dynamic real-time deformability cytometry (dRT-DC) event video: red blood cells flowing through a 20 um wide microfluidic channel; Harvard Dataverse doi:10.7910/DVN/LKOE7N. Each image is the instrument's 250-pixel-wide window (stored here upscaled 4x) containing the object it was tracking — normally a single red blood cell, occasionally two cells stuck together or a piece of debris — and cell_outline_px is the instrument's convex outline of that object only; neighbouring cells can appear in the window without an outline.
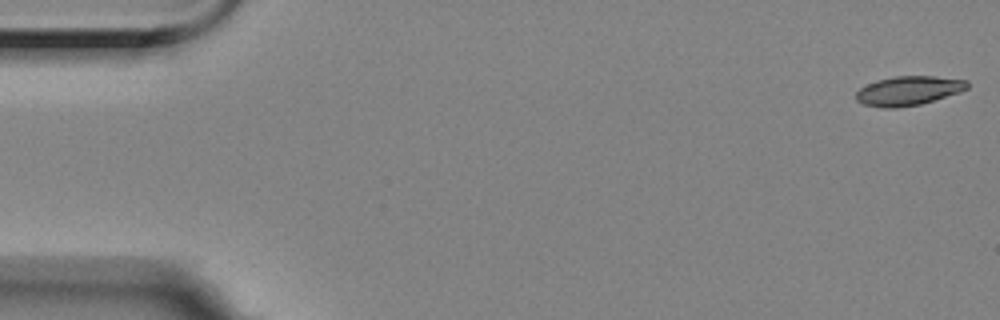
{"species": "Egyptian fruit bat (a non-hibernating species)", "species_latin": "Rousettus aegyptiacus", "temperature_condition": "room temperature", "stored_images_in_passage": 51, "camera_frame_rate_fps": 3000, "um_per_image_px": 0.085, "animal": {"sex": "female"}, "frame": {"image": 1, "passage_image": 1, "time_ms": 0.0, "image_size_px": [1000, 320], "cell_outline_px": [[968, 88], [960, 92], [920, 104], [896, 108], [884, 108], [864, 104], [856, 100], [856, 92], [860, 88], [876, 80], [892, 76], [936, 76], [968, 80]], "centroid_in_image_um": [77.22, 7.7], "position_along_channel_um": 7.8, "area_um2": 18.96}}
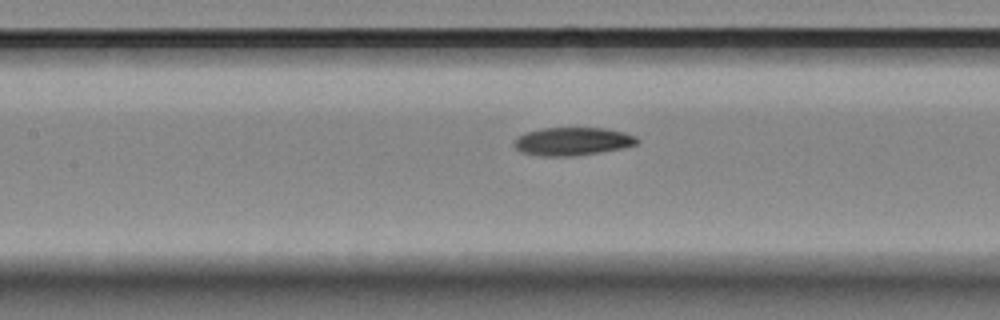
{"frame": {"image": 2, "passage_image": 25, "time_ms": 8.0, "image_size_px": [1000, 320], "cell_outline_px": [[640, 140], [636, 144], [624, 148], [600, 152], [572, 156], [540, 156], [520, 152], [512, 144], [512, 140], [516, 136], [524, 132], [544, 128], [604, 128], [624, 132], [636, 136]], "centroid_in_image_um": [48.62, 12.01], "position_along_channel_um": 158.8, "area_um2": 20.4}}
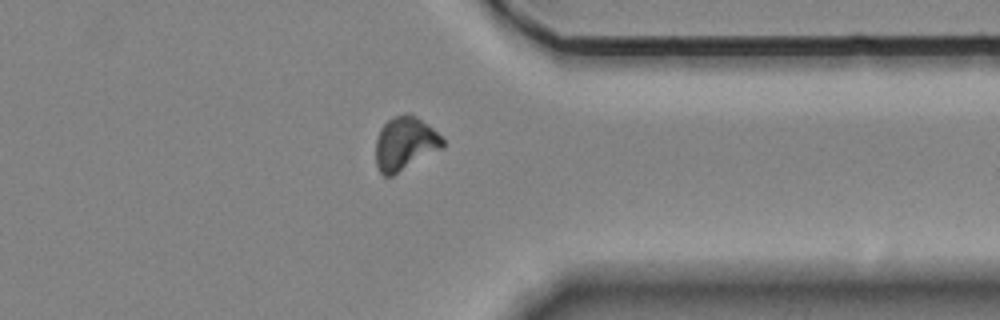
{"frame": {"image": 3, "passage_image": 44, "time_ms": 14.333, "image_size_px": [1000, 320], "cell_outline_px": [[444, 148], [392, 176], [384, 176], [380, 172], [376, 164], [376, 140], [380, 128], [388, 120], [396, 116], [408, 112], [416, 116], [428, 124], [444, 140]], "centroid_in_image_um": [34.43, 12.2], "position_along_channel_um": 377.0, "area_um2": 20.92}, "authors_computed_cell_mechanics": {"area_um2": 20.3456, "velocity_mm_per_s": 3.5258, "shape_relaxation_time_tau1_ms": null, "shape_relaxation_time_tau2_ms": 6.2184, "deformation_change_tau1": null, "deformation_change_tau2": 0.118}}